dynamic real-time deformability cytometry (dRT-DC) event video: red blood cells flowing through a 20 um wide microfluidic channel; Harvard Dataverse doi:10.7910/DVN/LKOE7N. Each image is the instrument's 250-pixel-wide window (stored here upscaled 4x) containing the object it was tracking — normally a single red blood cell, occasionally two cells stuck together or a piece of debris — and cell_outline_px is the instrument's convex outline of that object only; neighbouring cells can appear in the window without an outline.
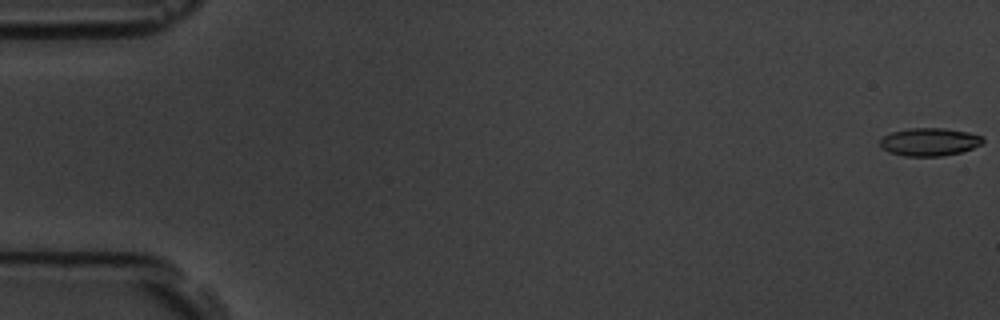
{"species": "common noctule bat (a hibernating species)", "species_latin": "Nyctalus noctula", "temperature_condition": "room temperature", "stored_images_in_passage": 17, "camera_frame_rate_fps": 3000, "um_per_image_px": 0.085, "animal": {"sex": "male", "body_mass_g": 19.5, "forearm_length_mm": 54.6}, "frame": {"image": 1, "passage_image": 1, "time_ms": 0.0, "image_size_px": [1000, 320], "cell_outline_px": [[984, 144], [960, 152], [944, 156], [904, 156], [888, 152], [880, 148], [880, 140], [884, 136], [892, 132], [908, 128], [944, 128], [968, 132], [984, 136]], "centroid_in_image_um": [79.02, 12.06], "position_along_channel_um": 6.0, "area_um2": 16.94}}
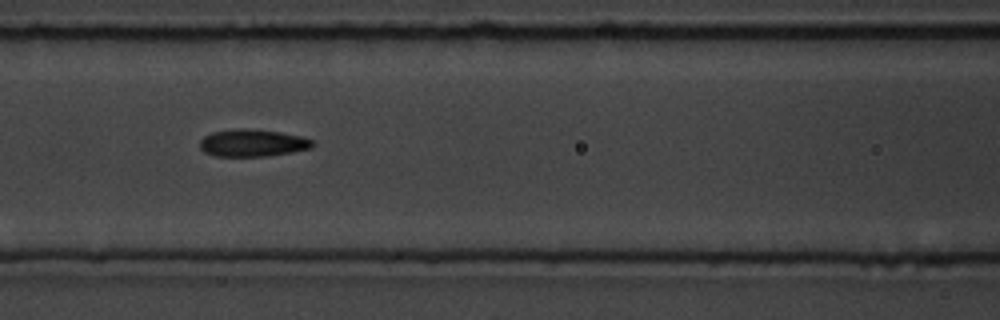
{"frame": {"image": 2, "passage_image": 8, "time_ms": 8.0, "image_size_px": [1000, 320], "cell_outline_px": [[316, 144], [312, 148], [292, 152], [264, 156], [212, 156], [204, 152], [200, 148], [200, 140], [204, 136], [212, 132], [240, 128], [244, 128], [280, 132], [300, 136], [312, 140]], "centroid_in_image_um": [21.46, 12.15], "position_along_channel_um": 145.1, "area_um2": 17.92}}
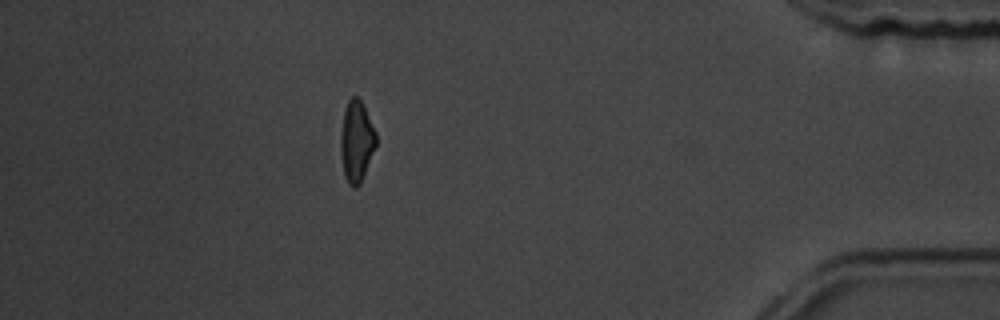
{"frame": {"image": 3, "passage_image": 15, "time_ms": 16.333, "image_size_px": [1000, 320], "cell_outline_px": [[376, 144], [360, 184], [356, 188], [352, 188], [348, 184], [344, 176], [340, 152], [340, 136], [344, 108], [348, 100], [352, 96], [356, 96], [364, 104], [376, 132]], "centroid_in_image_um": [30.28, 12.0], "position_along_channel_um": 404.9, "area_um2": 16.94}, "authors_computed_cell_mechanics": {"area_um2": 17.3978, "velocity_mm_per_s": 3.6952, "shape_relaxation_time_tau1_ms": 3.3139, "shape_relaxation_time_tau2_ms": 1.8867, "deformation_change_tau1": 0.1229, "deformation_change_tau2": 0.0894}}